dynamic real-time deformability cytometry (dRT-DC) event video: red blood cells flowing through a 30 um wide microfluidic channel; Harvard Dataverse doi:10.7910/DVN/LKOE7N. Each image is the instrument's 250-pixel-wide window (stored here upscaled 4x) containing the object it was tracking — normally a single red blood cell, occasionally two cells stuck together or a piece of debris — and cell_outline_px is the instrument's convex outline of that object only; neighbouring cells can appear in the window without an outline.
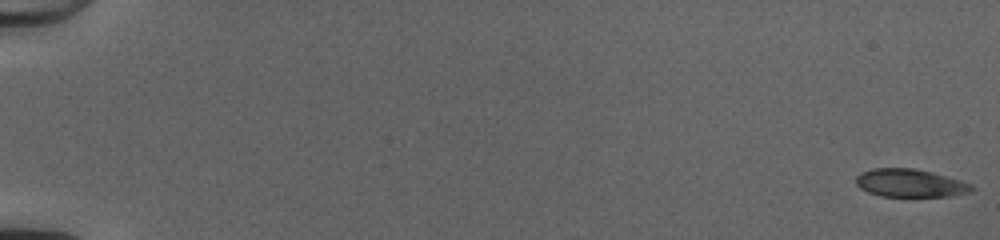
{"species": "common noctule bat (a hibernating species)", "species_latin": "Nyctalus noctula", "temperature_condition": "cold", "stored_images_in_passage": 53, "camera_frame_rate_fps": 3000, "um_per_image_px": 0.085, "animal": {"sex": "female", "body_mass_g": 20.0, "forearm_length_mm": 54.0}, "frame": {"image": 1, "passage_image": 1, "time_ms": 0.0, "image_size_px": [1000, 240], "cell_outline_px": [[972, 192], [948, 196], [880, 196], [868, 192], [860, 188], [856, 184], [856, 176], [860, 172], [872, 168], [916, 168], [932, 172], [960, 180], [972, 184]], "centroid_in_image_um": [77.33, 15.55], "position_along_channel_um": 7.7, "area_um2": 18.9}}
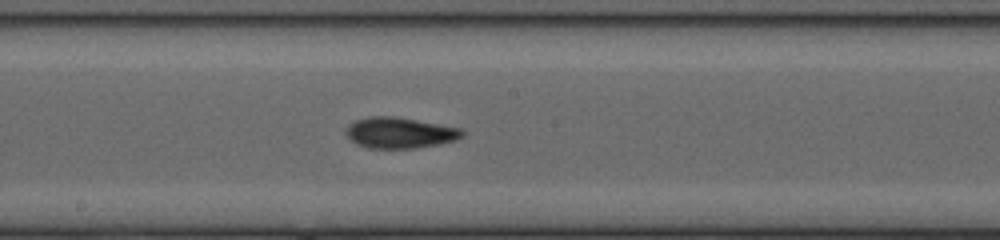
{"frame": {"image": 2, "passage_image": 31, "time_ms": 10.0, "image_size_px": [1000, 240], "cell_outline_px": [[464, 136], [456, 140], [440, 144], [416, 148], [368, 148], [356, 144], [344, 132], [344, 128], [348, 124], [356, 120], [368, 116], [396, 116], [464, 128]], "centroid_in_image_um": [34.0, 11.27], "position_along_channel_um": 214.2, "area_um2": 21.33}}
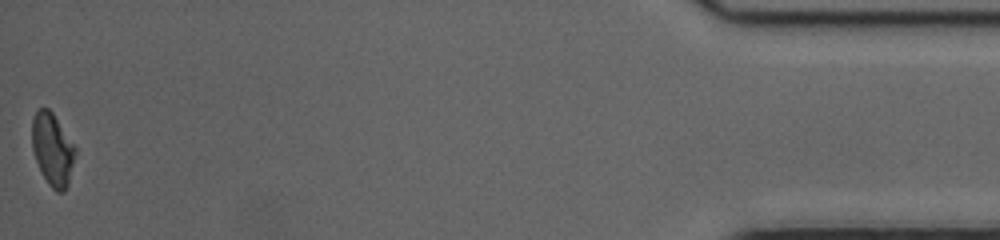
{"frame": {"image": 3, "passage_image": 53, "time_ms": 17.333, "image_size_px": [1000, 240], "cell_outline_px": [[76, 152], [68, 184], [64, 192], [56, 192], [48, 184], [36, 160], [32, 148], [32, 116], [40, 108], [48, 108], [52, 112], [76, 148]], "centroid_in_image_um": [4.46, 12.7], "position_along_channel_um": 430.7, "area_um2": 18.03}, "authors_computed_cell_mechanics": {"area_um2": 19.8832, "velocity_mm_per_s": 4.0696, "shape_relaxation_time_tau1_ms": 4.491, "shape_relaxation_time_tau2_ms": 3.0242, "deformation_change_tau1": 0.1297, "deformation_change_tau2": 0.0985}}